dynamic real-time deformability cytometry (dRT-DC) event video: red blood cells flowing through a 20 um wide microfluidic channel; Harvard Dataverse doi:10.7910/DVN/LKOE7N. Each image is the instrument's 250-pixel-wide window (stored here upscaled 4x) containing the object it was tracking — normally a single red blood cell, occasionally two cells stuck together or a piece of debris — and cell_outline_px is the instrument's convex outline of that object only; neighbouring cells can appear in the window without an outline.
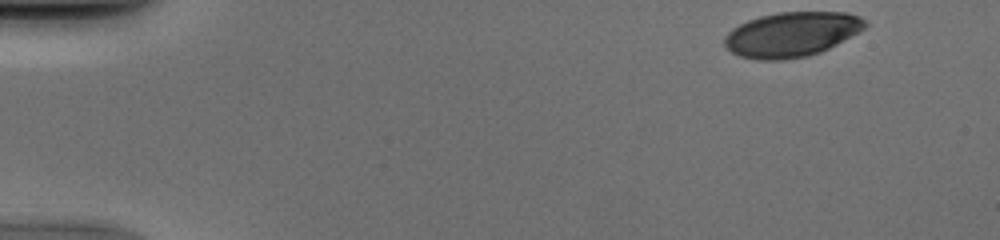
{"species": "human", "species_latin": "Homo sapiens", "temperature_condition": "cold", "stored_images_in_passage": 48, "camera_frame_rate_fps": 3000, "um_per_image_px": 0.085, "donor": {"sex": "male"}, "frame": {"image": 1, "passage_image": 1, "time_ms": 0.0, "image_size_px": [1000, 240], "cell_outline_px": [[868, 24], [864, 28], [836, 44], [820, 52], [808, 56], [784, 60], [756, 60], [740, 56], [732, 52], [724, 44], [724, 36], [732, 28], [748, 20], [760, 16], [780, 12], [848, 12], [860, 16]], "centroid_in_image_um": [67.27, 2.92], "position_along_channel_um": 17.7, "area_um2": 36.59}}
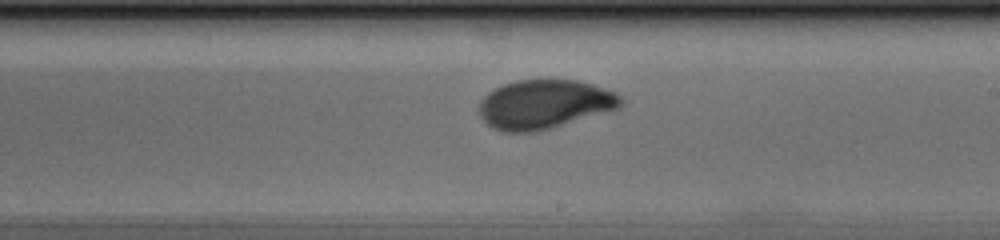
{"frame": {"image": 2, "passage_image": 27, "time_ms": 8.667, "image_size_px": [1000, 240], "cell_outline_px": [[624, 104], [620, 108], [552, 128], [536, 132], [504, 132], [492, 128], [476, 112], [480, 100], [488, 92], [504, 84], [516, 80], [576, 80], [592, 84], [616, 92], [624, 100]], "centroid_in_image_um": [46.27, 8.87], "position_along_channel_um": 242.7, "area_um2": 40.86}}
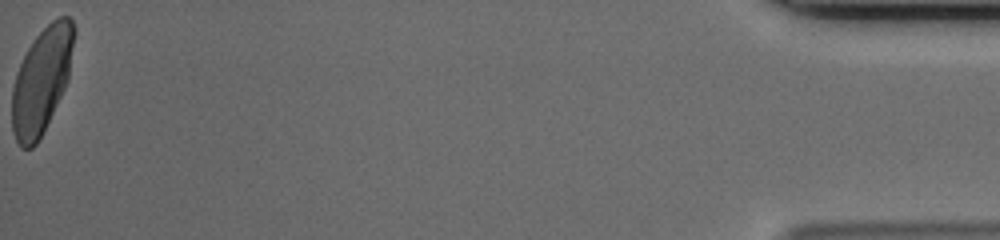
{"frame": {"image": 3, "passage_image": 48, "time_ms": 15.667, "image_size_px": [1000, 240], "cell_outline_px": [[76, 32], [68, 80], [36, 144], [32, 148], [20, 148], [12, 132], [12, 88], [16, 72], [28, 48], [36, 36], [52, 20], [60, 16], [68, 16], [72, 20], [76, 28]], "centroid_in_image_um": [3.54, 6.8], "position_along_channel_um": 431.7, "area_um2": 37.92}}